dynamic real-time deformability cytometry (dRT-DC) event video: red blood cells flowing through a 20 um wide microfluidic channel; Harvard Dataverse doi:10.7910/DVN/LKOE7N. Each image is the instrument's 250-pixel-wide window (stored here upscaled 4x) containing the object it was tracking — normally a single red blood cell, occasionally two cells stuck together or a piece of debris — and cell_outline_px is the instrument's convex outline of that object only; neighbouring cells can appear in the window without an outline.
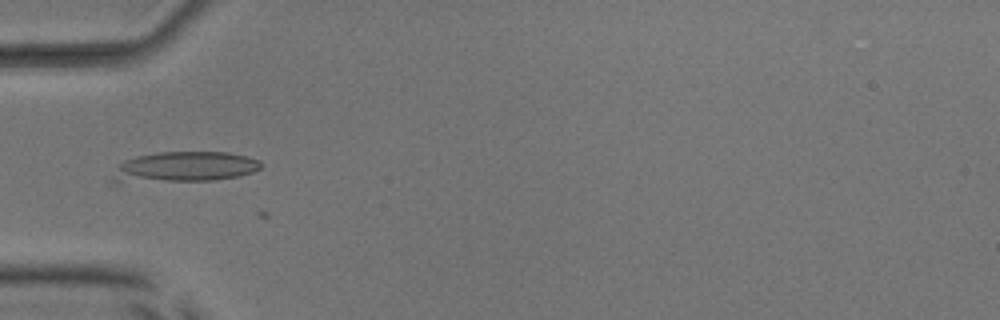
{"species": "common noctule bat (a hibernating species)", "species_latin": "Nyctalus noctula", "temperature_condition": "room temperature", "stored_images_in_passage": 9, "camera_frame_rate_fps": 3000, "um_per_image_px": 0.085, "animal": {"sex": "male", "body_mass_g": 17.9, "forearm_length_mm": 54.2}, "frame": {"image": 1, "passage_image": 3, "time_ms": 0.667, "image_size_px": [1000, 320], "cell_outline_px": [[260, 168], [252, 172], [240, 176], [212, 180], [116, 184], [108, 184], [108, 180], [120, 164], [124, 160], [136, 156], [160, 152], [228, 152], [260, 160]], "centroid_in_image_um": [15.52, 14.23], "position_along_channel_um": 69.5, "area_um2": 27.05}}
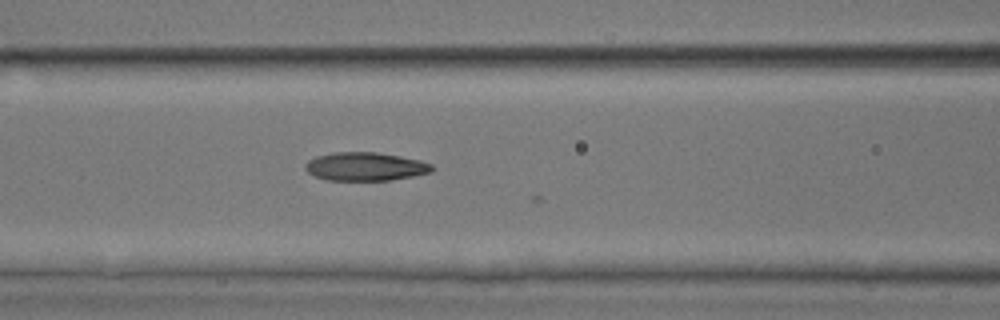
{"frame": {"image": 2, "passage_image": 8, "time_ms": 2.333, "image_size_px": [1000, 320], "cell_outline_px": [[432, 172], [412, 176], [388, 180], [328, 180], [316, 176], [308, 172], [304, 168], [304, 164], [308, 160], [316, 156], [332, 152], [376, 152], [400, 156], [420, 160], [432, 164]], "centroid_in_image_um": [31.03, 14.14], "position_along_channel_um": 135.6, "area_um2": 20.92}}